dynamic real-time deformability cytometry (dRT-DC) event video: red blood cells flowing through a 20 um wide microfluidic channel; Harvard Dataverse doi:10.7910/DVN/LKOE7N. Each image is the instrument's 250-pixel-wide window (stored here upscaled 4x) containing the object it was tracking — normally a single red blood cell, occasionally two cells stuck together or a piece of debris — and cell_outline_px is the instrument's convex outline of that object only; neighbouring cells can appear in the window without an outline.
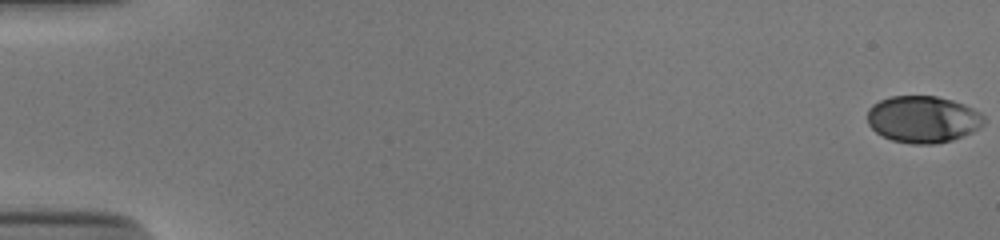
{"species": "human", "species_latin": "Homo sapiens", "temperature_condition": "cold", "stored_images_in_passage": 54, "camera_frame_rate_fps": 3000, "um_per_image_px": 0.085, "donor": {"sex": "male"}, "frame": {"image": 1, "passage_image": 1, "time_ms": 0.0, "image_size_px": [1000, 240], "cell_outline_px": [[984, 124], [980, 128], [972, 132], [952, 140], [936, 144], [912, 144], [892, 140], [876, 132], [868, 124], [868, 108], [872, 104], [880, 100], [892, 96], [936, 96], [952, 100], [964, 104], [980, 112], [984, 116]], "centroid_in_image_um": [78.46, 10.14], "position_along_channel_um": 6.5, "area_um2": 31.91}}
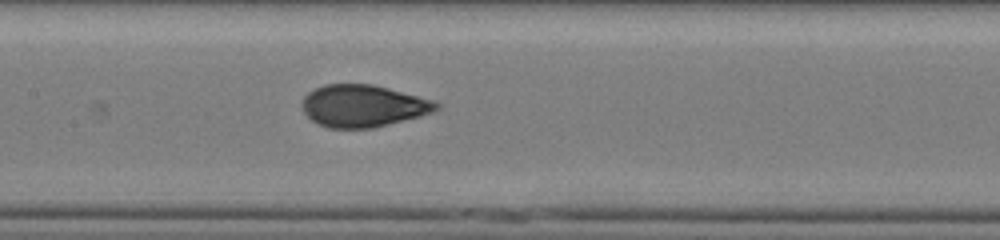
{"frame": {"image": 2, "passage_image": 28, "time_ms": 9.0, "image_size_px": [1000, 240], "cell_outline_px": [[440, 108], [432, 112], [420, 116], [372, 128], [328, 128], [316, 124], [304, 112], [304, 96], [308, 92], [324, 84], [372, 84], [436, 100], [440, 104]], "centroid_in_image_um": [30.89, 9.0], "position_along_channel_um": 176.5, "area_um2": 32.89}}
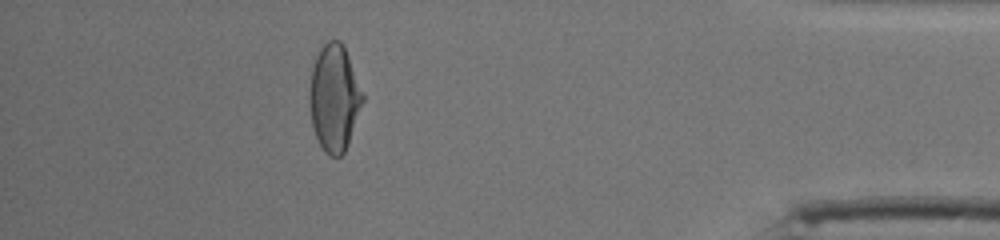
{"frame": {"image": 3, "passage_image": 49, "time_ms": 16.0, "image_size_px": [1000, 240], "cell_outline_px": [[364, 100], [348, 144], [344, 152], [340, 156], [328, 156], [324, 152], [316, 136], [312, 124], [312, 68], [316, 56], [320, 48], [328, 40], [340, 40], [348, 56], [364, 96]], "centroid_in_image_um": [28.45, 8.34], "position_along_channel_um": 406.8, "area_um2": 32.02}, "authors_computed_cell_mechanics": {"area_um2": 32.657, "velocity_mm_per_s": 3.9061, "shape_relaxation_time_tau1_ms": 6.9358, "shape_relaxation_time_tau2_ms": null, "deformation_change_tau1": 0.2123, "deformation_change_tau2": null}}